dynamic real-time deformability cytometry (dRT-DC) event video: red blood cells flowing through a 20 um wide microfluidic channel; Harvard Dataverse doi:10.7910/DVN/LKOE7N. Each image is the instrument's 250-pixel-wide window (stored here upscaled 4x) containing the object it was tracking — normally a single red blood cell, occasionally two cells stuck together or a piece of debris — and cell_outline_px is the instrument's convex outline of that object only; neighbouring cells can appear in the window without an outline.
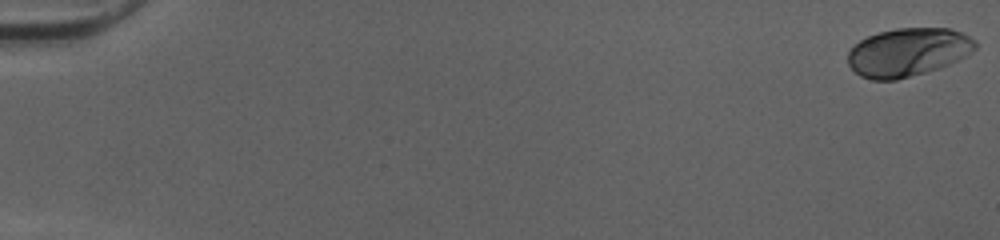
{"species": "human", "species_latin": "Homo sapiens", "temperature_condition": "cold", "stored_images_in_passage": 52, "camera_frame_rate_fps": 3000, "um_per_image_px": 0.085, "donor": {"sex": "female"}, "frame": {"image": 1, "passage_image": 1, "time_ms": 0.0, "image_size_px": [1000, 240], "cell_outline_px": [[976, 48], [972, 52], [940, 68], [896, 80], [872, 80], [860, 76], [848, 64], [848, 52], [860, 40], [868, 36], [880, 32], [896, 28], [948, 28], [960, 32], [976, 40]], "centroid_in_image_um": [77.17, 4.44], "position_along_channel_um": 7.8, "area_um2": 35.66}}
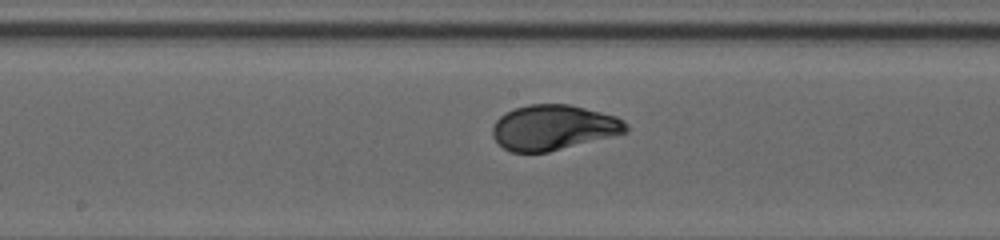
{"frame": {"image": 2, "passage_image": 29, "time_ms": 9.333, "image_size_px": [1000, 240], "cell_outline_px": [[628, 132], [548, 152], [512, 152], [504, 148], [492, 136], [492, 128], [496, 120], [500, 116], [516, 108], [528, 104], [568, 104], [616, 116], [624, 120], [628, 124]], "centroid_in_image_um": [47.05, 10.83], "position_along_channel_um": 201.1, "area_um2": 34.91}}
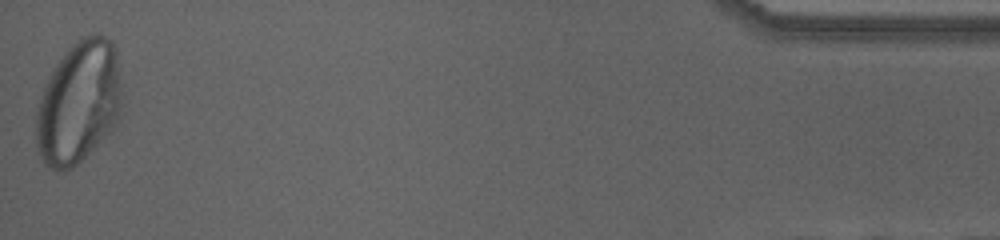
{"frame": {"image": 3, "passage_image": 52, "time_ms": 17.0, "image_size_px": [1000, 240], "cell_outline_px": [[124, 96], [120, 120], [72, 168], [48, 168], [44, 164], [36, 152], [36, 112], [48, 76], [56, 64], [68, 48], [72, 44], [84, 36], [96, 32], [112, 40], [116, 48]], "centroid_in_image_um": [6.73, 8.66], "position_along_channel_um": 428.5, "area_um2": 61.73}, "authors_computed_cell_mechanics": {"area_um2": 35.3736, "velocity_mm_per_s": 4.0286, "shape_relaxation_time_tau1_ms": 3.3006, "shape_relaxation_time_tau2_ms": null, "deformation_change_tau1": 0.1839, "deformation_change_tau2": null}}